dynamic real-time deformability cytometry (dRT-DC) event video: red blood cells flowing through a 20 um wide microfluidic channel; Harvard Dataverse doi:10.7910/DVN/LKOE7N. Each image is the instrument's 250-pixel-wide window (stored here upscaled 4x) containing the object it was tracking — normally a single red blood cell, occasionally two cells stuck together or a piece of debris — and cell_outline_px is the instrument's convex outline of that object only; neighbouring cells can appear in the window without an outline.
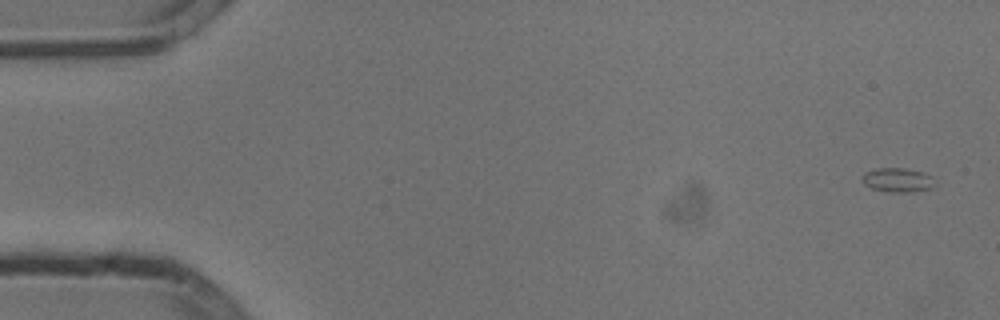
{"species": "common noctule bat (a hibernating species)", "species_latin": "Nyctalus noctula", "temperature_condition": "cold", "stored_images_in_passage": 19, "camera_frame_rate_fps": 3000, "um_per_image_px": 0.085, "animal": {"sex": "male", "body_mass_g": 13.3}, "frame": {"image": 1, "passage_image": 3, "time_ms": 0.667, "image_size_px": [1000, 320], "cell_outline_px": [[936, 184], [932, 188], [912, 192], [888, 192], [872, 188], [864, 184], [860, 176], [864, 172], [876, 168], [904, 168], [924, 172], [932, 176]], "centroid_in_image_um": [76.3, 15.29], "position_along_channel_um": 8.7, "area_um2": 10.46}}